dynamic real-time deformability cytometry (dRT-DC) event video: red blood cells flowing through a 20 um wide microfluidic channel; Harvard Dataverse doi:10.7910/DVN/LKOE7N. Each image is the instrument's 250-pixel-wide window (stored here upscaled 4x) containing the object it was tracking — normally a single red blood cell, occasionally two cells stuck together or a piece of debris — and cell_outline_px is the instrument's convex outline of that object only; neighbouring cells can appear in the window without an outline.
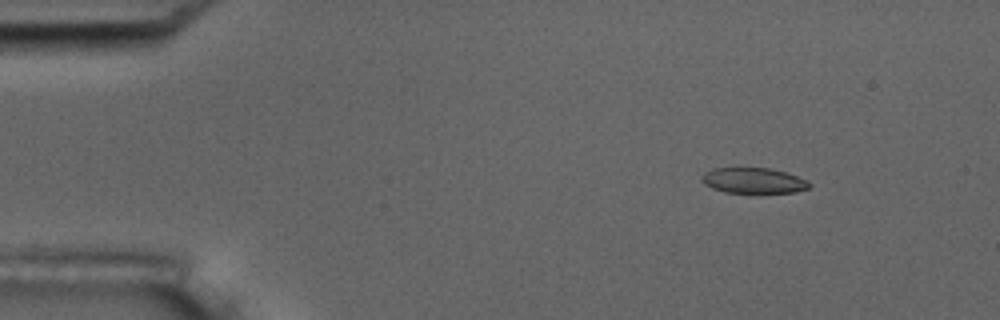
{"species": "common noctule bat (a hibernating species)", "species_latin": "Nyctalus noctula", "temperature_condition": "room temperature", "stored_images_in_passage": 10, "camera_frame_rate_fps": 3000, "um_per_image_px": 0.085, "animal": {"sex": "male", "body_mass_g": 17.5, "forearm_length_mm": 52.3}, "frame": {"image": 1, "passage_image": 1, "time_ms": 0.0, "image_size_px": [1000, 320], "cell_outline_px": [[812, 184], [808, 188], [796, 192], [724, 192], [712, 188], [704, 184], [700, 180], [700, 176], [704, 172], [712, 168], [772, 168], [788, 172]], "centroid_in_image_um": [64.0, 15.33], "position_along_channel_um": 21.0, "area_um2": 16.01}}
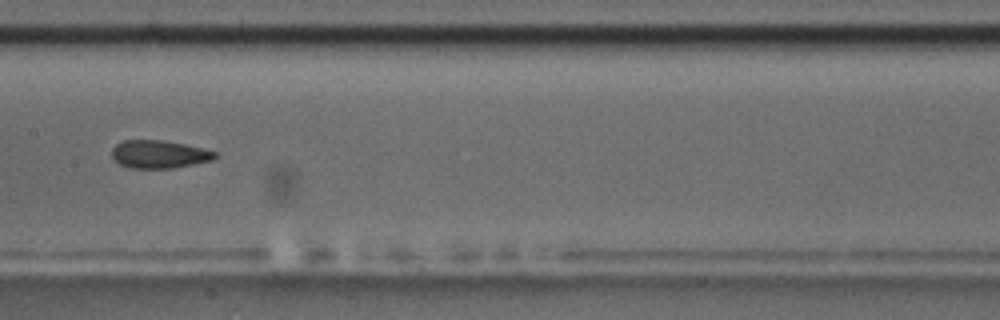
{"frame": {"image": 2, "passage_image": 7, "time_ms": 7.0, "image_size_px": [1000, 320], "cell_outline_px": [[216, 156], [212, 160], [172, 168], [128, 168], [120, 164], [112, 156], [112, 148], [116, 144], [124, 140], [164, 140], [184, 144], [216, 152]], "centroid_in_image_um": [13.49, 13.11], "position_along_channel_um": 193.9, "area_um2": 16.59}}